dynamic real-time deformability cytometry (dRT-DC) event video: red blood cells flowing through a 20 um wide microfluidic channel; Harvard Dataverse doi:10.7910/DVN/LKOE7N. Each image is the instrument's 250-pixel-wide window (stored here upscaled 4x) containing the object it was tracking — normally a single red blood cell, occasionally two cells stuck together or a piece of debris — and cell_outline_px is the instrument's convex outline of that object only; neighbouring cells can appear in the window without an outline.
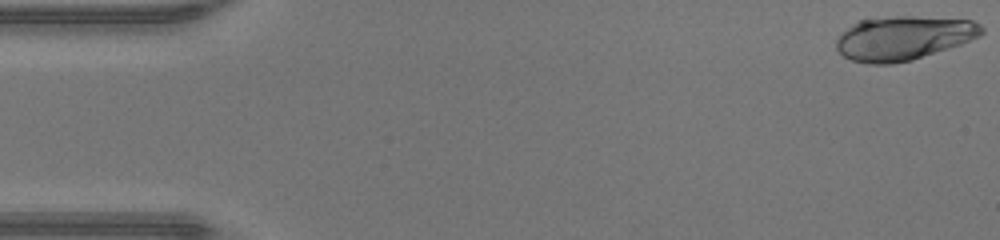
{"species": "human", "species_latin": "Homo sapiens", "temperature_condition": "warm", "stored_images_in_passage": 47, "camera_frame_rate_fps": 3000, "um_per_image_px": 0.085, "donor": {"sex": "male"}, "frame": {"image": 1, "passage_image": 1, "time_ms": 0.0, "image_size_px": [1000, 240], "cell_outline_px": [[984, 32], [980, 36], [960, 44], [912, 60], [892, 64], [868, 64], [852, 60], [844, 56], [836, 48], [836, 40], [848, 28], [860, 20], [896, 16], [912, 16], [972, 20], [980, 24], [984, 28]], "centroid_in_image_um": [76.82, 3.24], "position_along_channel_um": 8.2, "area_um2": 36.99}}
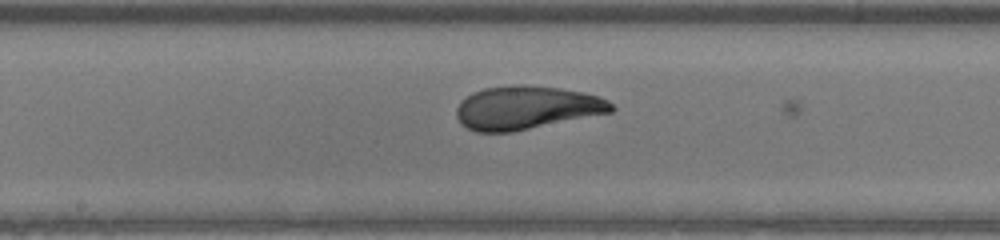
{"frame": {"image": 2, "passage_image": 24, "time_ms": 7.667, "image_size_px": [1000, 240], "cell_outline_px": [[616, 108], [612, 112], [512, 132], [476, 132], [460, 124], [456, 116], [456, 108], [460, 100], [472, 92], [484, 88], [516, 84], [524, 84], [560, 88], [584, 92], [608, 100]], "centroid_in_image_um": [44.72, 9.15], "position_along_channel_um": 203.5, "area_um2": 39.42}}
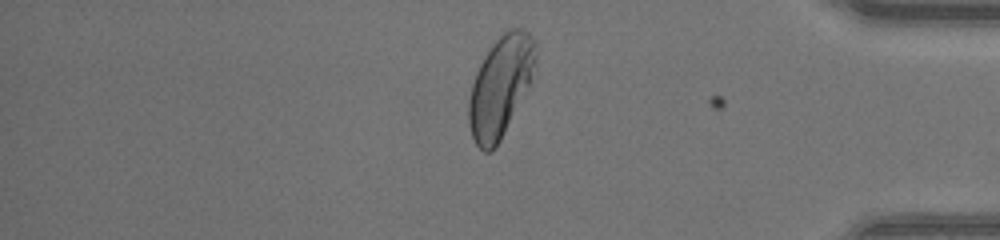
{"frame": {"image": 3, "passage_image": 39, "time_ms": 12.667, "image_size_px": [1000, 240], "cell_outline_px": [[536, 64], [528, 84], [500, 140], [492, 152], [484, 152], [476, 144], [472, 136], [468, 124], [468, 100], [472, 84], [476, 72], [484, 56], [492, 44], [508, 28], [520, 28], [528, 32], [536, 40]], "centroid_in_image_um": [42.52, 7.32], "position_along_channel_um": 392.7, "area_um2": 38.61}, "authors_computed_cell_mechanics": {"area_um2": 38.726, "velocity_mm_per_s": 4.4034, "shape_relaxation_time_tau1_ms": 3.8817, "shape_relaxation_time_tau2_ms": null, "deformation_change_tau1": 0.2387, "deformation_change_tau2": null}}